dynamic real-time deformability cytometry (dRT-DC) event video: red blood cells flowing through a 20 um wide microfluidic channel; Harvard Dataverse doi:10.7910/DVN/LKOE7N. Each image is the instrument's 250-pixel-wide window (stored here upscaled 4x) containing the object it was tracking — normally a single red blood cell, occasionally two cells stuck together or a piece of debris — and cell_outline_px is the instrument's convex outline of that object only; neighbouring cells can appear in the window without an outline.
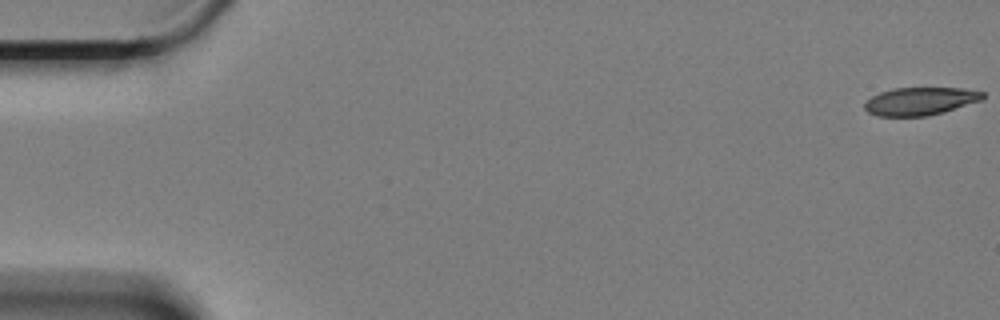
{"species": "Egyptian fruit bat (a non-hibernating species)", "species_latin": "Rousettus aegyptiacus", "temperature_condition": "cold", "stored_images_in_passage": 18, "camera_frame_rate_fps": 3000, "um_per_image_px": 0.085, "animal": {"sex": "female"}, "frame": {"image": 1, "passage_image": 1, "time_ms": 0.0, "image_size_px": [1000, 320], "cell_outline_px": [[984, 96], [980, 100], [944, 112], [928, 116], [876, 116], [868, 112], [864, 108], [864, 104], [872, 96], [880, 92], [896, 88], [964, 88], [984, 92]], "centroid_in_image_um": [78.2, 8.6], "position_along_channel_um": 6.8, "area_um2": 19.07}}
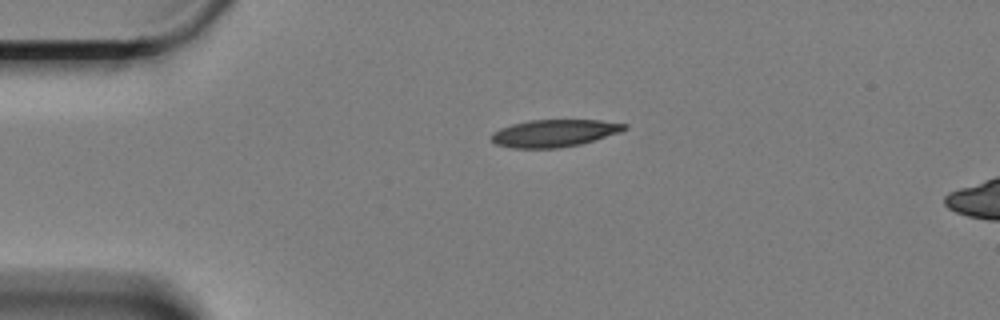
{"frame": {"image": 2, "passage_image": 14, "time_ms": 4.333, "image_size_px": [1000, 320], "cell_outline_px": [[628, 128], [620, 132], [580, 144], [560, 148], [512, 148], [496, 144], [492, 140], [492, 132], [500, 128], [512, 124], [532, 120], [600, 120], [628, 124]], "centroid_in_image_um": [47.12, 11.32], "position_along_channel_um": 37.9, "area_um2": 21.1}}